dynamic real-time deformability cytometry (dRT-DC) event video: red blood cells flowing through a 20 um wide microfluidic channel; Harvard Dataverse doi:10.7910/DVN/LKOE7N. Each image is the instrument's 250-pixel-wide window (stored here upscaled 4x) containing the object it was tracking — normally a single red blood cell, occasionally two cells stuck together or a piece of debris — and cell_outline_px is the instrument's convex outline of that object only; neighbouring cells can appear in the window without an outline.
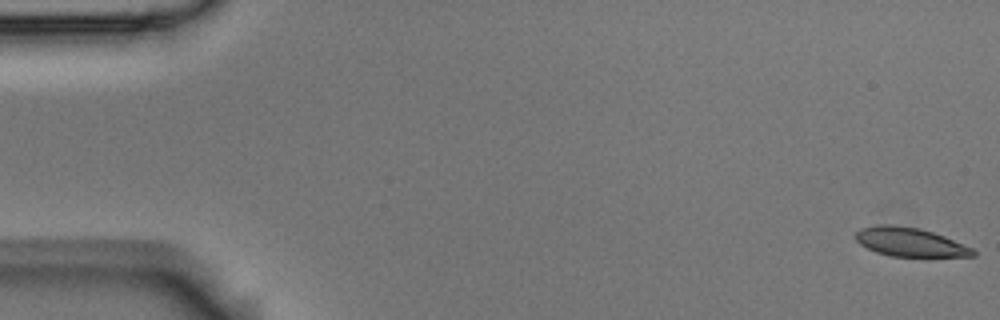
{"species": "Egyptian fruit bat (a non-hibernating species)", "species_latin": "Rousettus aegyptiacus", "temperature_condition": "room temperature", "stored_images_in_passage": 55, "camera_frame_rate_fps": 3000, "um_per_image_px": 0.085, "animal": {"sex": "male"}, "frame": {"image": 1, "passage_image": 1, "time_ms": 0.0, "image_size_px": [1000, 320], "cell_outline_px": [[976, 256], [892, 256], [876, 252], [860, 244], [856, 240], [856, 232], [860, 228], [880, 224], [892, 224], [920, 228], [944, 236], [972, 248], [976, 252]], "centroid_in_image_um": [77.32, 20.56], "position_along_channel_um": 7.7, "area_um2": 19.54}}
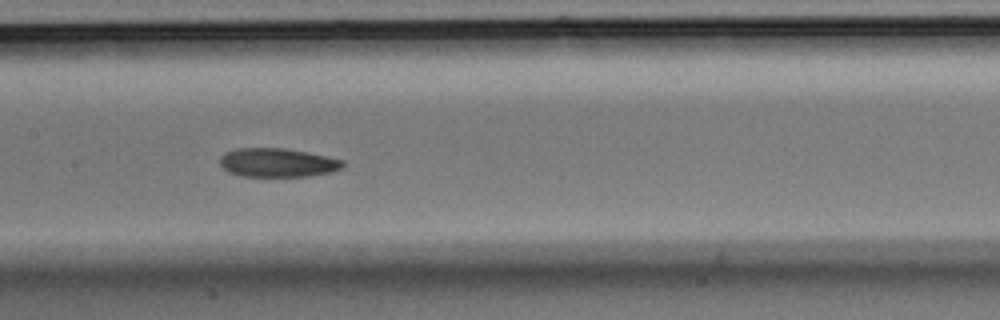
{"frame": {"image": 2, "passage_image": 27, "time_ms": 8.667, "image_size_px": [1000, 320], "cell_outline_px": [[344, 164], [340, 168], [328, 172], [308, 176], [240, 176], [228, 172], [220, 164], [220, 156], [224, 152], [236, 148], [284, 148], [328, 156], [344, 160]], "centroid_in_image_um": [23.54, 13.81], "position_along_channel_um": 183.9, "area_um2": 20.58}}
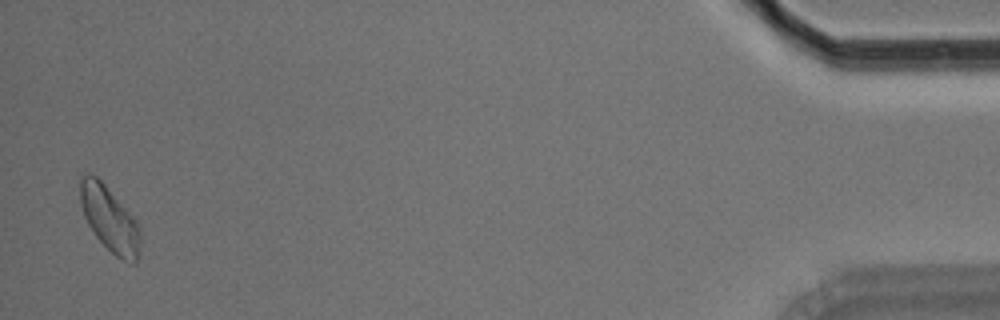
{"frame": {"image": 3, "passage_image": 54, "time_ms": 17.667, "image_size_px": [1000, 320], "cell_outline_px": [[140, 240], [136, 260], [132, 264], [116, 256], [96, 236], [88, 224], [84, 216], [80, 204], [80, 180], [88, 172], [96, 176], [104, 184], [136, 220], [140, 228]], "centroid_in_image_um": [9.3, 18.6], "position_along_channel_um": 425.9, "area_um2": 22.31}, "authors_computed_cell_mechanics": {"area_um2": 21.0392, "velocity_mm_per_s": 3.6683, "shape_relaxation_time_tau1_ms": 4.1387, "shape_relaxation_time_tau2_ms": 4.7621, "deformation_change_tau1": 0.1181, "deformation_change_tau2": 0.0974}}